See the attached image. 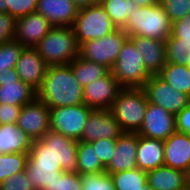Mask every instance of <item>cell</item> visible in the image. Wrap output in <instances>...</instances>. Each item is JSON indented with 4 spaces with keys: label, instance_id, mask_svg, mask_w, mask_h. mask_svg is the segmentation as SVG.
Here are the masks:
<instances>
[{
    "label": "cell",
    "instance_id": "7a4b0ae2",
    "mask_svg": "<svg viewBox=\"0 0 190 190\" xmlns=\"http://www.w3.org/2000/svg\"><path fill=\"white\" fill-rule=\"evenodd\" d=\"M172 23L160 3L140 6L129 14L126 25L122 28L129 36H141L166 41L171 35Z\"/></svg>",
    "mask_w": 190,
    "mask_h": 190
},
{
    "label": "cell",
    "instance_id": "7dc6e473",
    "mask_svg": "<svg viewBox=\"0 0 190 190\" xmlns=\"http://www.w3.org/2000/svg\"><path fill=\"white\" fill-rule=\"evenodd\" d=\"M138 7L151 6L159 3V0H132Z\"/></svg>",
    "mask_w": 190,
    "mask_h": 190
},
{
    "label": "cell",
    "instance_id": "f1b7e54d",
    "mask_svg": "<svg viewBox=\"0 0 190 190\" xmlns=\"http://www.w3.org/2000/svg\"><path fill=\"white\" fill-rule=\"evenodd\" d=\"M100 3L117 28H123L129 14L138 7L132 0H100Z\"/></svg>",
    "mask_w": 190,
    "mask_h": 190
},
{
    "label": "cell",
    "instance_id": "5bb4252c",
    "mask_svg": "<svg viewBox=\"0 0 190 190\" xmlns=\"http://www.w3.org/2000/svg\"><path fill=\"white\" fill-rule=\"evenodd\" d=\"M53 26L41 14L35 12L15 21V41L23 47L34 48Z\"/></svg>",
    "mask_w": 190,
    "mask_h": 190
},
{
    "label": "cell",
    "instance_id": "4316f807",
    "mask_svg": "<svg viewBox=\"0 0 190 190\" xmlns=\"http://www.w3.org/2000/svg\"><path fill=\"white\" fill-rule=\"evenodd\" d=\"M158 76L175 90L190 96V68L174 63H165Z\"/></svg>",
    "mask_w": 190,
    "mask_h": 190
},
{
    "label": "cell",
    "instance_id": "30bf717a",
    "mask_svg": "<svg viewBox=\"0 0 190 190\" xmlns=\"http://www.w3.org/2000/svg\"><path fill=\"white\" fill-rule=\"evenodd\" d=\"M16 125L32 140L41 139L50 129V108L36 97L22 106Z\"/></svg>",
    "mask_w": 190,
    "mask_h": 190
},
{
    "label": "cell",
    "instance_id": "d6a6232c",
    "mask_svg": "<svg viewBox=\"0 0 190 190\" xmlns=\"http://www.w3.org/2000/svg\"><path fill=\"white\" fill-rule=\"evenodd\" d=\"M28 158L37 166L61 167V162H57L53 149L41 139L33 140Z\"/></svg>",
    "mask_w": 190,
    "mask_h": 190
},
{
    "label": "cell",
    "instance_id": "836d02e7",
    "mask_svg": "<svg viewBox=\"0 0 190 190\" xmlns=\"http://www.w3.org/2000/svg\"><path fill=\"white\" fill-rule=\"evenodd\" d=\"M23 46L15 40L0 45V71L15 68Z\"/></svg>",
    "mask_w": 190,
    "mask_h": 190
},
{
    "label": "cell",
    "instance_id": "8d00e7d4",
    "mask_svg": "<svg viewBox=\"0 0 190 190\" xmlns=\"http://www.w3.org/2000/svg\"><path fill=\"white\" fill-rule=\"evenodd\" d=\"M171 23L190 14V0H159Z\"/></svg>",
    "mask_w": 190,
    "mask_h": 190
},
{
    "label": "cell",
    "instance_id": "e575fe53",
    "mask_svg": "<svg viewBox=\"0 0 190 190\" xmlns=\"http://www.w3.org/2000/svg\"><path fill=\"white\" fill-rule=\"evenodd\" d=\"M83 190H116L110 174L105 172L81 175Z\"/></svg>",
    "mask_w": 190,
    "mask_h": 190
},
{
    "label": "cell",
    "instance_id": "f35d334b",
    "mask_svg": "<svg viewBox=\"0 0 190 190\" xmlns=\"http://www.w3.org/2000/svg\"><path fill=\"white\" fill-rule=\"evenodd\" d=\"M96 147L97 157H99L104 168L110 163L116 146V139H99L91 142Z\"/></svg>",
    "mask_w": 190,
    "mask_h": 190
},
{
    "label": "cell",
    "instance_id": "277c9868",
    "mask_svg": "<svg viewBox=\"0 0 190 190\" xmlns=\"http://www.w3.org/2000/svg\"><path fill=\"white\" fill-rule=\"evenodd\" d=\"M147 106L148 99L143 88H122L110 111L124 132H138Z\"/></svg>",
    "mask_w": 190,
    "mask_h": 190
},
{
    "label": "cell",
    "instance_id": "ba28073f",
    "mask_svg": "<svg viewBox=\"0 0 190 190\" xmlns=\"http://www.w3.org/2000/svg\"><path fill=\"white\" fill-rule=\"evenodd\" d=\"M92 110L85 104L50 108V129L79 141Z\"/></svg>",
    "mask_w": 190,
    "mask_h": 190
},
{
    "label": "cell",
    "instance_id": "e0dca14e",
    "mask_svg": "<svg viewBox=\"0 0 190 190\" xmlns=\"http://www.w3.org/2000/svg\"><path fill=\"white\" fill-rule=\"evenodd\" d=\"M41 140L53 149L57 162H61L63 172L77 171L78 140L64 136L51 129L48 130Z\"/></svg>",
    "mask_w": 190,
    "mask_h": 190
},
{
    "label": "cell",
    "instance_id": "7bdbcfd3",
    "mask_svg": "<svg viewBox=\"0 0 190 190\" xmlns=\"http://www.w3.org/2000/svg\"><path fill=\"white\" fill-rule=\"evenodd\" d=\"M22 106L0 104V124L16 123Z\"/></svg>",
    "mask_w": 190,
    "mask_h": 190
},
{
    "label": "cell",
    "instance_id": "8992f818",
    "mask_svg": "<svg viewBox=\"0 0 190 190\" xmlns=\"http://www.w3.org/2000/svg\"><path fill=\"white\" fill-rule=\"evenodd\" d=\"M128 38L129 36L122 28H117L103 38L89 40L80 44L78 56L104 65L111 71L123 44Z\"/></svg>",
    "mask_w": 190,
    "mask_h": 190
},
{
    "label": "cell",
    "instance_id": "52a82bcc",
    "mask_svg": "<svg viewBox=\"0 0 190 190\" xmlns=\"http://www.w3.org/2000/svg\"><path fill=\"white\" fill-rule=\"evenodd\" d=\"M73 29L76 33L77 43L80 45L89 40L103 38L117 27L106 13L105 8L99 3L79 10Z\"/></svg>",
    "mask_w": 190,
    "mask_h": 190
},
{
    "label": "cell",
    "instance_id": "f546056e",
    "mask_svg": "<svg viewBox=\"0 0 190 190\" xmlns=\"http://www.w3.org/2000/svg\"><path fill=\"white\" fill-rule=\"evenodd\" d=\"M116 190H141L147 184V172L139 168L110 174Z\"/></svg>",
    "mask_w": 190,
    "mask_h": 190
},
{
    "label": "cell",
    "instance_id": "2e32d148",
    "mask_svg": "<svg viewBox=\"0 0 190 190\" xmlns=\"http://www.w3.org/2000/svg\"><path fill=\"white\" fill-rule=\"evenodd\" d=\"M138 147V133L124 132L116 139L114 155L105 168L106 174L137 168L136 152Z\"/></svg>",
    "mask_w": 190,
    "mask_h": 190
},
{
    "label": "cell",
    "instance_id": "ac0fdd59",
    "mask_svg": "<svg viewBox=\"0 0 190 190\" xmlns=\"http://www.w3.org/2000/svg\"><path fill=\"white\" fill-rule=\"evenodd\" d=\"M164 165L190 174V136L175 131L164 140Z\"/></svg>",
    "mask_w": 190,
    "mask_h": 190
},
{
    "label": "cell",
    "instance_id": "ab89813d",
    "mask_svg": "<svg viewBox=\"0 0 190 190\" xmlns=\"http://www.w3.org/2000/svg\"><path fill=\"white\" fill-rule=\"evenodd\" d=\"M0 190H34L26 172L13 174L0 184Z\"/></svg>",
    "mask_w": 190,
    "mask_h": 190
},
{
    "label": "cell",
    "instance_id": "b9f144b4",
    "mask_svg": "<svg viewBox=\"0 0 190 190\" xmlns=\"http://www.w3.org/2000/svg\"><path fill=\"white\" fill-rule=\"evenodd\" d=\"M171 36L190 42V14L172 23Z\"/></svg>",
    "mask_w": 190,
    "mask_h": 190
},
{
    "label": "cell",
    "instance_id": "7402d4cb",
    "mask_svg": "<svg viewBox=\"0 0 190 190\" xmlns=\"http://www.w3.org/2000/svg\"><path fill=\"white\" fill-rule=\"evenodd\" d=\"M137 168L150 171L164 165V141L138 134Z\"/></svg>",
    "mask_w": 190,
    "mask_h": 190
},
{
    "label": "cell",
    "instance_id": "d590c367",
    "mask_svg": "<svg viewBox=\"0 0 190 190\" xmlns=\"http://www.w3.org/2000/svg\"><path fill=\"white\" fill-rule=\"evenodd\" d=\"M38 0H4V13L10 14L15 19L35 13Z\"/></svg>",
    "mask_w": 190,
    "mask_h": 190
},
{
    "label": "cell",
    "instance_id": "cb8c5ba5",
    "mask_svg": "<svg viewBox=\"0 0 190 190\" xmlns=\"http://www.w3.org/2000/svg\"><path fill=\"white\" fill-rule=\"evenodd\" d=\"M37 97V91L22 80L1 82L0 104L24 106Z\"/></svg>",
    "mask_w": 190,
    "mask_h": 190
},
{
    "label": "cell",
    "instance_id": "6da1fadb",
    "mask_svg": "<svg viewBox=\"0 0 190 190\" xmlns=\"http://www.w3.org/2000/svg\"><path fill=\"white\" fill-rule=\"evenodd\" d=\"M83 91L70 65H51L37 97L49 108L75 106L84 104Z\"/></svg>",
    "mask_w": 190,
    "mask_h": 190
},
{
    "label": "cell",
    "instance_id": "f6af8a7d",
    "mask_svg": "<svg viewBox=\"0 0 190 190\" xmlns=\"http://www.w3.org/2000/svg\"><path fill=\"white\" fill-rule=\"evenodd\" d=\"M19 75L15 68H9L7 70L0 71V86L1 82L19 81Z\"/></svg>",
    "mask_w": 190,
    "mask_h": 190
},
{
    "label": "cell",
    "instance_id": "1f68e13d",
    "mask_svg": "<svg viewBox=\"0 0 190 190\" xmlns=\"http://www.w3.org/2000/svg\"><path fill=\"white\" fill-rule=\"evenodd\" d=\"M28 153L0 154V184L7 177L25 171Z\"/></svg>",
    "mask_w": 190,
    "mask_h": 190
},
{
    "label": "cell",
    "instance_id": "681fc988",
    "mask_svg": "<svg viewBox=\"0 0 190 190\" xmlns=\"http://www.w3.org/2000/svg\"><path fill=\"white\" fill-rule=\"evenodd\" d=\"M0 13H4V0H0Z\"/></svg>",
    "mask_w": 190,
    "mask_h": 190
},
{
    "label": "cell",
    "instance_id": "9c48e42d",
    "mask_svg": "<svg viewBox=\"0 0 190 190\" xmlns=\"http://www.w3.org/2000/svg\"><path fill=\"white\" fill-rule=\"evenodd\" d=\"M143 89L148 102L164 108L173 115L182 111L190 103V96L175 90L158 75H152Z\"/></svg>",
    "mask_w": 190,
    "mask_h": 190
},
{
    "label": "cell",
    "instance_id": "8fae6325",
    "mask_svg": "<svg viewBox=\"0 0 190 190\" xmlns=\"http://www.w3.org/2000/svg\"><path fill=\"white\" fill-rule=\"evenodd\" d=\"M83 89V103L86 106L93 110H110L122 87L109 71L105 76L94 80Z\"/></svg>",
    "mask_w": 190,
    "mask_h": 190
},
{
    "label": "cell",
    "instance_id": "4fadbf2b",
    "mask_svg": "<svg viewBox=\"0 0 190 190\" xmlns=\"http://www.w3.org/2000/svg\"><path fill=\"white\" fill-rule=\"evenodd\" d=\"M123 133L110 110H92L79 141L91 143L105 138L117 139Z\"/></svg>",
    "mask_w": 190,
    "mask_h": 190
},
{
    "label": "cell",
    "instance_id": "bcb514c9",
    "mask_svg": "<svg viewBox=\"0 0 190 190\" xmlns=\"http://www.w3.org/2000/svg\"><path fill=\"white\" fill-rule=\"evenodd\" d=\"M72 1L79 10L89 8L91 6L98 5L100 3V0H72Z\"/></svg>",
    "mask_w": 190,
    "mask_h": 190
},
{
    "label": "cell",
    "instance_id": "ee69618b",
    "mask_svg": "<svg viewBox=\"0 0 190 190\" xmlns=\"http://www.w3.org/2000/svg\"><path fill=\"white\" fill-rule=\"evenodd\" d=\"M176 131L190 136V103L175 115Z\"/></svg>",
    "mask_w": 190,
    "mask_h": 190
},
{
    "label": "cell",
    "instance_id": "3957f363",
    "mask_svg": "<svg viewBox=\"0 0 190 190\" xmlns=\"http://www.w3.org/2000/svg\"><path fill=\"white\" fill-rule=\"evenodd\" d=\"M48 66L69 65L79 52L73 27H52L34 47Z\"/></svg>",
    "mask_w": 190,
    "mask_h": 190
},
{
    "label": "cell",
    "instance_id": "9a60e30c",
    "mask_svg": "<svg viewBox=\"0 0 190 190\" xmlns=\"http://www.w3.org/2000/svg\"><path fill=\"white\" fill-rule=\"evenodd\" d=\"M48 65L35 48L24 47L16 63L20 80L38 91L44 81Z\"/></svg>",
    "mask_w": 190,
    "mask_h": 190
},
{
    "label": "cell",
    "instance_id": "d4e9b609",
    "mask_svg": "<svg viewBox=\"0 0 190 190\" xmlns=\"http://www.w3.org/2000/svg\"><path fill=\"white\" fill-rule=\"evenodd\" d=\"M34 190H53V183L56 177L63 171L61 167L37 166L29 158L25 167Z\"/></svg>",
    "mask_w": 190,
    "mask_h": 190
},
{
    "label": "cell",
    "instance_id": "484cf974",
    "mask_svg": "<svg viewBox=\"0 0 190 190\" xmlns=\"http://www.w3.org/2000/svg\"><path fill=\"white\" fill-rule=\"evenodd\" d=\"M76 80L84 88L94 80L105 76L110 70L98 63L77 56L70 64Z\"/></svg>",
    "mask_w": 190,
    "mask_h": 190
},
{
    "label": "cell",
    "instance_id": "5b68a950",
    "mask_svg": "<svg viewBox=\"0 0 190 190\" xmlns=\"http://www.w3.org/2000/svg\"><path fill=\"white\" fill-rule=\"evenodd\" d=\"M122 88H143L152 76L145 68L143 56L128 38L111 69Z\"/></svg>",
    "mask_w": 190,
    "mask_h": 190
},
{
    "label": "cell",
    "instance_id": "83f0119b",
    "mask_svg": "<svg viewBox=\"0 0 190 190\" xmlns=\"http://www.w3.org/2000/svg\"><path fill=\"white\" fill-rule=\"evenodd\" d=\"M76 172L80 175L105 172V168L97 157L96 147L91 143L78 141Z\"/></svg>",
    "mask_w": 190,
    "mask_h": 190
},
{
    "label": "cell",
    "instance_id": "c3c4849f",
    "mask_svg": "<svg viewBox=\"0 0 190 190\" xmlns=\"http://www.w3.org/2000/svg\"><path fill=\"white\" fill-rule=\"evenodd\" d=\"M141 190H154L148 183L144 185Z\"/></svg>",
    "mask_w": 190,
    "mask_h": 190
},
{
    "label": "cell",
    "instance_id": "4dcf8cb0",
    "mask_svg": "<svg viewBox=\"0 0 190 190\" xmlns=\"http://www.w3.org/2000/svg\"><path fill=\"white\" fill-rule=\"evenodd\" d=\"M166 62L190 67V42L170 35L166 40Z\"/></svg>",
    "mask_w": 190,
    "mask_h": 190
},
{
    "label": "cell",
    "instance_id": "60d3db41",
    "mask_svg": "<svg viewBox=\"0 0 190 190\" xmlns=\"http://www.w3.org/2000/svg\"><path fill=\"white\" fill-rule=\"evenodd\" d=\"M16 19L8 13H0V45L15 38Z\"/></svg>",
    "mask_w": 190,
    "mask_h": 190
},
{
    "label": "cell",
    "instance_id": "603a6c76",
    "mask_svg": "<svg viewBox=\"0 0 190 190\" xmlns=\"http://www.w3.org/2000/svg\"><path fill=\"white\" fill-rule=\"evenodd\" d=\"M33 140L17 125L0 124V154L29 153Z\"/></svg>",
    "mask_w": 190,
    "mask_h": 190
},
{
    "label": "cell",
    "instance_id": "ffe728a7",
    "mask_svg": "<svg viewBox=\"0 0 190 190\" xmlns=\"http://www.w3.org/2000/svg\"><path fill=\"white\" fill-rule=\"evenodd\" d=\"M143 56L144 66L151 75H158L166 63V41L141 36L129 37Z\"/></svg>",
    "mask_w": 190,
    "mask_h": 190
},
{
    "label": "cell",
    "instance_id": "f907efd6",
    "mask_svg": "<svg viewBox=\"0 0 190 190\" xmlns=\"http://www.w3.org/2000/svg\"><path fill=\"white\" fill-rule=\"evenodd\" d=\"M188 190H190V174H189V180H188Z\"/></svg>",
    "mask_w": 190,
    "mask_h": 190
},
{
    "label": "cell",
    "instance_id": "d6986e66",
    "mask_svg": "<svg viewBox=\"0 0 190 190\" xmlns=\"http://www.w3.org/2000/svg\"><path fill=\"white\" fill-rule=\"evenodd\" d=\"M36 12L53 27H73L79 9L72 0H38Z\"/></svg>",
    "mask_w": 190,
    "mask_h": 190
},
{
    "label": "cell",
    "instance_id": "74e56055",
    "mask_svg": "<svg viewBox=\"0 0 190 190\" xmlns=\"http://www.w3.org/2000/svg\"><path fill=\"white\" fill-rule=\"evenodd\" d=\"M53 190H83L81 175L77 172H62L56 177Z\"/></svg>",
    "mask_w": 190,
    "mask_h": 190
},
{
    "label": "cell",
    "instance_id": "44dd1931",
    "mask_svg": "<svg viewBox=\"0 0 190 190\" xmlns=\"http://www.w3.org/2000/svg\"><path fill=\"white\" fill-rule=\"evenodd\" d=\"M188 180L187 173L165 165L147 172V183L154 190H188Z\"/></svg>",
    "mask_w": 190,
    "mask_h": 190
},
{
    "label": "cell",
    "instance_id": "7c38bea8",
    "mask_svg": "<svg viewBox=\"0 0 190 190\" xmlns=\"http://www.w3.org/2000/svg\"><path fill=\"white\" fill-rule=\"evenodd\" d=\"M175 131V115L158 105L148 102L143 125L137 133L140 136L164 141Z\"/></svg>",
    "mask_w": 190,
    "mask_h": 190
}]
</instances>
